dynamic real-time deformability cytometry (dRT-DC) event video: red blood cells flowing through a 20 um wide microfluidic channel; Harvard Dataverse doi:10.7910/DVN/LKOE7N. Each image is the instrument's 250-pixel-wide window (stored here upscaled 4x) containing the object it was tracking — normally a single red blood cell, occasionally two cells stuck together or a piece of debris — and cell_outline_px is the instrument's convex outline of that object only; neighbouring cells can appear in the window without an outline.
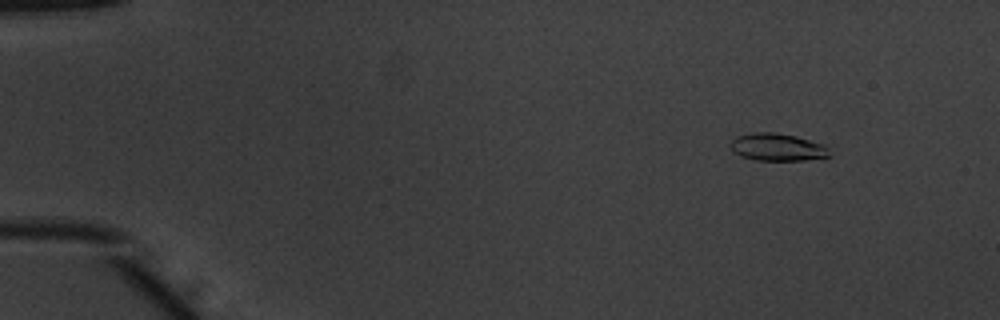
{"species": "common noctule bat (a hibernating species)", "species_latin": "Nyctalus noctula", "temperature_condition": "warm", "stored_images_in_passage": 53, "camera_frame_rate_fps": 3000, "um_per_image_px": 0.085, "animal": {"sex": "male", "body_mass_g": 20.1, "forearm_length_mm": 53.5}, "frame": {"image": 1, "passage_image": 6, "time_ms": 1.667, "image_size_px": [1000, 320], "cell_outline_px": [[832, 156], [804, 160], [756, 160], [740, 156], [732, 148], [732, 140], [736, 136], [752, 132], [772, 132], [796, 136], [824, 144], [828, 148]], "centroid_in_image_um": [66.12, 12.5], "position_along_channel_um": 18.9, "area_um2": 15.78}}
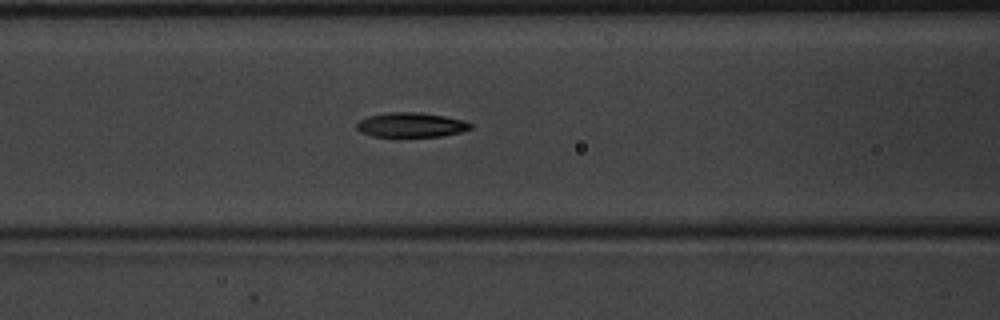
{"frame": {"image": 2, "passage_image": 23, "time_ms": 7.333, "image_size_px": [1000, 320], "cell_outline_px": [[472, 128], [460, 132], [440, 136], [392, 140], [372, 136], [360, 132], [356, 128], [356, 124], [360, 120], [368, 116], [388, 112], [420, 112], [444, 116], [464, 120], [472, 124]], "centroid_in_image_um": [34.88, 10.67], "position_along_channel_um": 131.7, "area_um2": 17.22}}
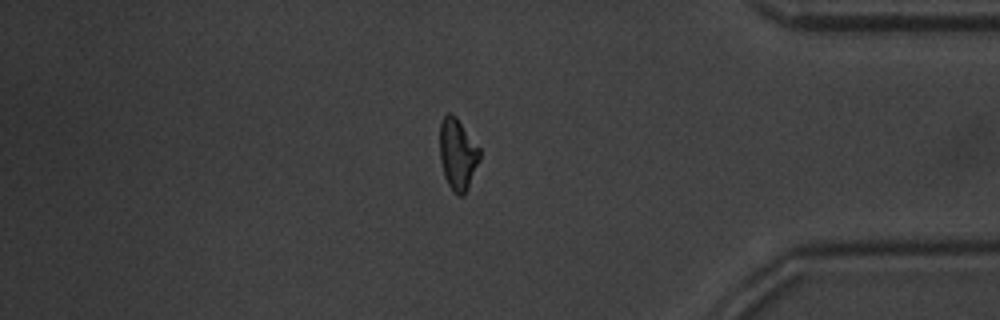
{"frame": {"image": 3, "passage_image": 45, "time_ms": 14.667, "image_size_px": [1000, 320], "cell_outline_px": [[480, 160], [468, 188], [464, 196], [460, 196], [448, 184], [444, 176], [440, 160], [440, 124], [444, 116], [448, 112], [452, 112], [456, 116], [480, 148]], "centroid_in_image_um": [38.91, 13.08], "position_along_channel_um": 396.3, "area_um2": 16.65}, "authors_computed_cell_mechanics": {"area_um2": 16.4152, "velocity_mm_per_s": 3.9279, "shape_relaxation_time_tau1_ms": 2.386, "shape_relaxation_time_tau2_ms": 3.7131, "deformation_change_tau1": 0.1699, "deformation_change_tau2": 0.1174}}